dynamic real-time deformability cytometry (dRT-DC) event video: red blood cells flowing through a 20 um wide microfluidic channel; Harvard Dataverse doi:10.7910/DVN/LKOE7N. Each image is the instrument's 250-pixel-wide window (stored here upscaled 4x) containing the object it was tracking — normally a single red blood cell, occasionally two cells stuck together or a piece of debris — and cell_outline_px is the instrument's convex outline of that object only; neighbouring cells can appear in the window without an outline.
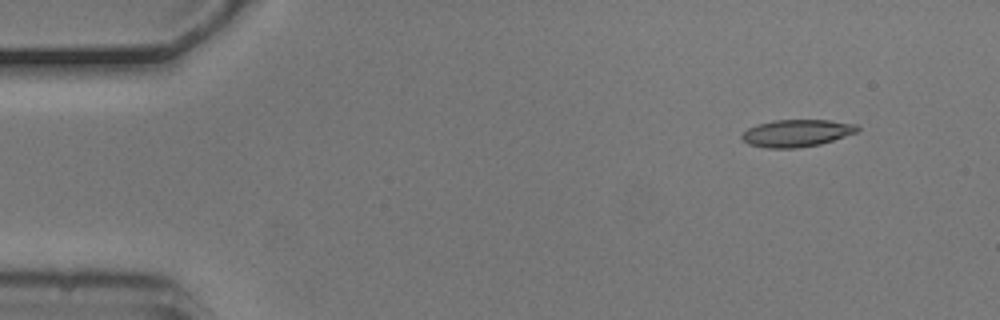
{"species": "common noctule bat (a hibernating species)", "species_latin": "Nyctalus noctula", "temperature_condition": "cold", "stored_images_in_passage": 4, "camera_frame_rate_fps": 3000, "um_per_image_px": 0.085, "animal": {"sex": "male", "body_mass_g": 20.5, "forearm_length_mm": 52.5}, "frame": {"image": 1, "passage_image": 1, "time_ms": 0.0, "image_size_px": [1000, 320], "cell_outline_px": [[860, 128], [856, 132], [820, 144], [796, 148], [768, 148], [748, 144], [740, 136], [748, 128], [772, 120], [828, 120], [856, 124]], "centroid_in_image_um": [67.71, 11.31], "position_along_channel_um": 17.3, "area_um2": 18.09}}
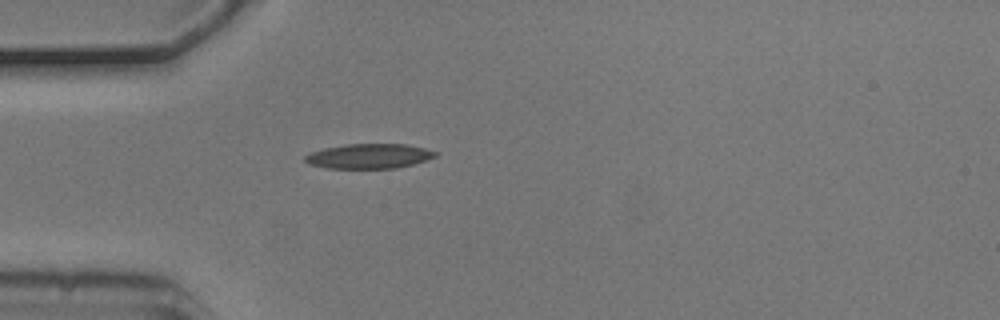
{"frame": {"image": 2, "passage_image": 4, "time_ms": 1.0, "image_size_px": [1000, 320], "cell_outline_px": [[440, 152], [436, 156], [412, 164], [396, 168], [328, 168], [308, 164], [304, 160], [304, 156], [312, 152], [324, 148], [344, 144], [404, 144], [424, 148]], "centroid_in_image_um": [31.35, 13.27], "position_along_channel_um": 53.6, "area_um2": 18.73}}